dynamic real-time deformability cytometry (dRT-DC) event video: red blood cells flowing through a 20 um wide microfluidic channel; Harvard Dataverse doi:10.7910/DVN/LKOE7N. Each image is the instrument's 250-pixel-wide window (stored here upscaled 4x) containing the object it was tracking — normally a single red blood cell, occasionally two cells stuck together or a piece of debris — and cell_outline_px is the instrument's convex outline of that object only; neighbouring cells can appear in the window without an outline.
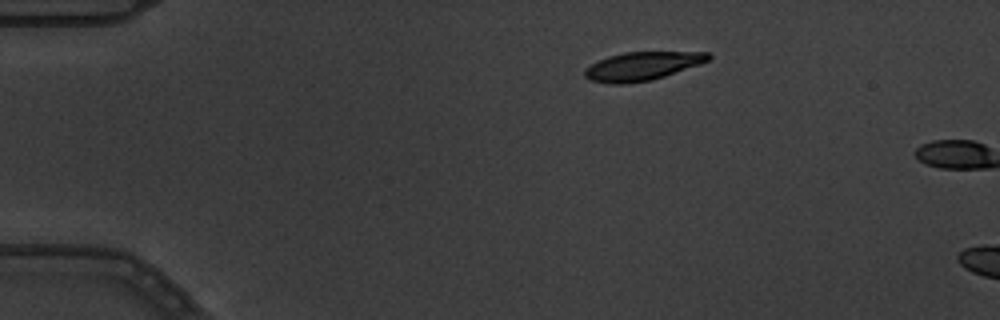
{"species": "common noctule bat (a hibernating species)", "species_latin": "Nyctalus noctula", "temperature_condition": "warm", "stored_images_in_passage": 2, "camera_frame_rate_fps": 3000, "um_per_image_px": 0.085, "animal": {"sex": "male", "body_mass_g": 19.5, "forearm_length_mm": 54.6}, "frame": {"image": 1, "passage_image": 1, "time_ms": 0.0, "image_size_px": [1000, 320], "cell_outline_px": [[712, 56], [708, 60], [700, 64], [652, 80], [624, 84], [612, 84], [588, 80], [584, 76], [584, 68], [608, 56], [624, 52], [708, 52]], "centroid_in_image_um": [54.55, 5.62], "position_along_channel_um": 30.4, "area_um2": 20.46}}